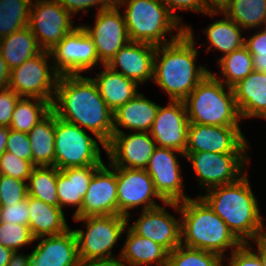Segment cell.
<instances>
[{
  "label": "cell",
  "mask_w": 266,
  "mask_h": 266,
  "mask_svg": "<svg viewBox=\"0 0 266 266\" xmlns=\"http://www.w3.org/2000/svg\"><path fill=\"white\" fill-rule=\"evenodd\" d=\"M28 208L30 210L29 228L35 240L44 238L46 235H59L69 229L60 207L28 195Z\"/></svg>",
  "instance_id": "25"
},
{
  "label": "cell",
  "mask_w": 266,
  "mask_h": 266,
  "mask_svg": "<svg viewBox=\"0 0 266 266\" xmlns=\"http://www.w3.org/2000/svg\"><path fill=\"white\" fill-rule=\"evenodd\" d=\"M258 245V256L261 260L262 266H266V235L255 240Z\"/></svg>",
  "instance_id": "51"
},
{
  "label": "cell",
  "mask_w": 266,
  "mask_h": 266,
  "mask_svg": "<svg viewBox=\"0 0 266 266\" xmlns=\"http://www.w3.org/2000/svg\"><path fill=\"white\" fill-rule=\"evenodd\" d=\"M184 156L192 162L200 184L211 188L239 180L246 160L242 153L185 152Z\"/></svg>",
  "instance_id": "12"
},
{
  "label": "cell",
  "mask_w": 266,
  "mask_h": 266,
  "mask_svg": "<svg viewBox=\"0 0 266 266\" xmlns=\"http://www.w3.org/2000/svg\"><path fill=\"white\" fill-rule=\"evenodd\" d=\"M42 50L29 27L0 39V52L10 70L19 67Z\"/></svg>",
  "instance_id": "30"
},
{
  "label": "cell",
  "mask_w": 266,
  "mask_h": 266,
  "mask_svg": "<svg viewBox=\"0 0 266 266\" xmlns=\"http://www.w3.org/2000/svg\"><path fill=\"white\" fill-rule=\"evenodd\" d=\"M9 136V128L0 126V157L6 151V144Z\"/></svg>",
  "instance_id": "52"
},
{
  "label": "cell",
  "mask_w": 266,
  "mask_h": 266,
  "mask_svg": "<svg viewBox=\"0 0 266 266\" xmlns=\"http://www.w3.org/2000/svg\"><path fill=\"white\" fill-rule=\"evenodd\" d=\"M33 167L31 161L18 158L8 151H5L0 157V175L25 181L28 180Z\"/></svg>",
  "instance_id": "40"
},
{
  "label": "cell",
  "mask_w": 266,
  "mask_h": 266,
  "mask_svg": "<svg viewBox=\"0 0 266 266\" xmlns=\"http://www.w3.org/2000/svg\"><path fill=\"white\" fill-rule=\"evenodd\" d=\"M219 62L223 75L227 77L225 83L230 88L254 71L253 58L245 45L224 55Z\"/></svg>",
  "instance_id": "36"
},
{
  "label": "cell",
  "mask_w": 266,
  "mask_h": 266,
  "mask_svg": "<svg viewBox=\"0 0 266 266\" xmlns=\"http://www.w3.org/2000/svg\"><path fill=\"white\" fill-rule=\"evenodd\" d=\"M97 14L93 28L83 27L93 39L98 58L105 66L130 39L124 17L120 15L116 4Z\"/></svg>",
  "instance_id": "16"
},
{
  "label": "cell",
  "mask_w": 266,
  "mask_h": 266,
  "mask_svg": "<svg viewBox=\"0 0 266 266\" xmlns=\"http://www.w3.org/2000/svg\"><path fill=\"white\" fill-rule=\"evenodd\" d=\"M51 110L58 118L89 129L104 149L113 133V112L100 95L92 78L81 75L59 76ZM60 104V105H59Z\"/></svg>",
  "instance_id": "1"
},
{
  "label": "cell",
  "mask_w": 266,
  "mask_h": 266,
  "mask_svg": "<svg viewBox=\"0 0 266 266\" xmlns=\"http://www.w3.org/2000/svg\"><path fill=\"white\" fill-rule=\"evenodd\" d=\"M206 9L209 12H217L218 10L222 11L230 2V0H204Z\"/></svg>",
  "instance_id": "49"
},
{
  "label": "cell",
  "mask_w": 266,
  "mask_h": 266,
  "mask_svg": "<svg viewBox=\"0 0 266 266\" xmlns=\"http://www.w3.org/2000/svg\"><path fill=\"white\" fill-rule=\"evenodd\" d=\"M114 133L110 142L106 145L110 166L145 169L157 148L154 139L148 135L149 132H135L126 135L113 123ZM128 163L127 165L125 164Z\"/></svg>",
  "instance_id": "13"
},
{
  "label": "cell",
  "mask_w": 266,
  "mask_h": 266,
  "mask_svg": "<svg viewBox=\"0 0 266 266\" xmlns=\"http://www.w3.org/2000/svg\"><path fill=\"white\" fill-rule=\"evenodd\" d=\"M28 189L25 181L10 176L0 175L1 206H11L27 198Z\"/></svg>",
  "instance_id": "39"
},
{
  "label": "cell",
  "mask_w": 266,
  "mask_h": 266,
  "mask_svg": "<svg viewBox=\"0 0 266 266\" xmlns=\"http://www.w3.org/2000/svg\"><path fill=\"white\" fill-rule=\"evenodd\" d=\"M165 204L177 208L183 215L181 223V237L184 235L185 239L183 246L205 250L222 257L226 248L232 247L234 251L243 244L201 196L198 200L188 198L183 201V206L180 208L179 203L165 202Z\"/></svg>",
  "instance_id": "4"
},
{
  "label": "cell",
  "mask_w": 266,
  "mask_h": 266,
  "mask_svg": "<svg viewBox=\"0 0 266 266\" xmlns=\"http://www.w3.org/2000/svg\"><path fill=\"white\" fill-rule=\"evenodd\" d=\"M0 126L8 127L20 96L10 88L0 89Z\"/></svg>",
  "instance_id": "44"
},
{
  "label": "cell",
  "mask_w": 266,
  "mask_h": 266,
  "mask_svg": "<svg viewBox=\"0 0 266 266\" xmlns=\"http://www.w3.org/2000/svg\"><path fill=\"white\" fill-rule=\"evenodd\" d=\"M99 149L82 127L61 120L55 114V167L62 170L102 165Z\"/></svg>",
  "instance_id": "8"
},
{
  "label": "cell",
  "mask_w": 266,
  "mask_h": 266,
  "mask_svg": "<svg viewBox=\"0 0 266 266\" xmlns=\"http://www.w3.org/2000/svg\"><path fill=\"white\" fill-rule=\"evenodd\" d=\"M159 105L145 99L143 94H137L133 99L113 112V121L118 125L139 132L150 131L158 112Z\"/></svg>",
  "instance_id": "27"
},
{
  "label": "cell",
  "mask_w": 266,
  "mask_h": 266,
  "mask_svg": "<svg viewBox=\"0 0 266 266\" xmlns=\"http://www.w3.org/2000/svg\"><path fill=\"white\" fill-rule=\"evenodd\" d=\"M130 229L138 236L146 237L164 247L168 252L182 244L181 223L158 206L143 210Z\"/></svg>",
  "instance_id": "20"
},
{
  "label": "cell",
  "mask_w": 266,
  "mask_h": 266,
  "mask_svg": "<svg viewBox=\"0 0 266 266\" xmlns=\"http://www.w3.org/2000/svg\"><path fill=\"white\" fill-rule=\"evenodd\" d=\"M47 56H51L50 52L42 50L19 67L11 70L8 88L20 97L40 98L52 104L54 101L52 94L55 95V91L52 92L51 89L56 90L59 75L53 74L54 77L50 75L46 62Z\"/></svg>",
  "instance_id": "9"
},
{
  "label": "cell",
  "mask_w": 266,
  "mask_h": 266,
  "mask_svg": "<svg viewBox=\"0 0 266 266\" xmlns=\"http://www.w3.org/2000/svg\"><path fill=\"white\" fill-rule=\"evenodd\" d=\"M188 120L199 125L239 127L240 117L232 88L225 92L221 81L210 72L183 100ZM190 103V104H189Z\"/></svg>",
  "instance_id": "5"
},
{
  "label": "cell",
  "mask_w": 266,
  "mask_h": 266,
  "mask_svg": "<svg viewBox=\"0 0 266 266\" xmlns=\"http://www.w3.org/2000/svg\"><path fill=\"white\" fill-rule=\"evenodd\" d=\"M75 220H87V232L73 230L77 240L78 256L83 266L117 260L111 257V249L127 226L126 217L105 215L80 217Z\"/></svg>",
  "instance_id": "7"
},
{
  "label": "cell",
  "mask_w": 266,
  "mask_h": 266,
  "mask_svg": "<svg viewBox=\"0 0 266 266\" xmlns=\"http://www.w3.org/2000/svg\"><path fill=\"white\" fill-rule=\"evenodd\" d=\"M34 7L36 10L31 5L28 27L39 46L50 51L75 29L71 24L74 22L70 20L71 14L56 0H37Z\"/></svg>",
  "instance_id": "11"
},
{
  "label": "cell",
  "mask_w": 266,
  "mask_h": 266,
  "mask_svg": "<svg viewBox=\"0 0 266 266\" xmlns=\"http://www.w3.org/2000/svg\"><path fill=\"white\" fill-rule=\"evenodd\" d=\"M6 151L32 162V147L27 133L9 129Z\"/></svg>",
  "instance_id": "43"
},
{
  "label": "cell",
  "mask_w": 266,
  "mask_h": 266,
  "mask_svg": "<svg viewBox=\"0 0 266 266\" xmlns=\"http://www.w3.org/2000/svg\"><path fill=\"white\" fill-rule=\"evenodd\" d=\"M28 195L59 207L57 195V167L34 166L28 178Z\"/></svg>",
  "instance_id": "32"
},
{
  "label": "cell",
  "mask_w": 266,
  "mask_h": 266,
  "mask_svg": "<svg viewBox=\"0 0 266 266\" xmlns=\"http://www.w3.org/2000/svg\"><path fill=\"white\" fill-rule=\"evenodd\" d=\"M105 68L93 81L109 109L114 112L138 94L137 83L106 65Z\"/></svg>",
  "instance_id": "26"
},
{
  "label": "cell",
  "mask_w": 266,
  "mask_h": 266,
  "mask_svg": "<svg viewBox=\"0 0 266 266\" xmlns=\"http://www.w3.org/2000/svg\"><path fill=\"white\" fill-rule=\"evenodd\" d=\"M222 12L243 29L266 25V0H230Z\"/></svg>",
  "instance_id": "33"
},
{
  "label": "cell",
  "mask_w": 266,
  "mask_h": 266,
  "mask_svg": "<svg viewBox=\"0 0 266 266\" xmlns=\"http://www.w3.org/2000/svg\"><path fill=\"white\" fill-rule=\"evenodd\" d=\"M121 254L122 260H126L131 266L147 265L154 262H157L158 266H167L169 252L156 242L138 236L129 228Z\"/></svg>",
  "instance_id": "29"
},
{
  "label": "cell",
  "mask_w": 266,
  "mask_h": 266,
  "mask_svg": "<svg viewBox=\"0 0 266 266\" xmlns=\"http://www.w3.org/2000/svg\"><path fill=\"white\" fill-rule=\"evenodd\" d=\"M8 266H29V255L22 256L13 251Z\"/></svg>",
  "instance_id": "50"
},
{
  "label": "cell",
  "mask_w": 266,
  "mask_h": 266,
  "mask_svg": "<svg viewBox=\"0 0 266 266\" xmlns=\"http://www.w3.org/2000/svg\"><path fill=\"white\" fill-rule=\"evenodd\" d=\"M35 240L28 225L0 222V244L12 251Z\"/></svg>",
  "instance_id": "38"
},
{
  "label": "cell",
  "mask_w": 266,
  "mask_h": 266,
  "mask_svg": "<svg viewBox=\"0 0 266 266\" xmlns=\"http://www.w3.org/2000/svg\"><path fill=\"white\" fill-rule=\"evenodd\" d=\"M29 266H83L74 231L41 240L29 255Z\"/></svg>",
  "instance_id": "22"
},
{
  "label": "cell",
  "mask_w": 266,
  "mask_h": 266,
  "mask_svg": "<svg viewBox=\"0 0 266 266\" xmlns=\"http://www.w3.org/2000/svg\"><path fill=\"white\" fill-rule=\"evenodd\" d=\"M30 210L28 208V196L17 204L0 207V222L7 224H21L29 226Z\"/></svg>",
  "instance_id": "42"
},
{
  "label": "cell",
  "mask_w": 266,
  "mask_h": 266,
  "mask_svg": "<svg viewBox=\"0 0 266 266\" xmlns=\"http://www.w3.org/2000/svg\"><path fill=\"white\" fill-rule=\"evenodd\" d=\"M118 215L128 218L127 210L145 204L143 210L158 207L151 199L159 197L152 178L145 169L116 167Z\"/></svg>",
  "instance_id": "17"
},
{
  "label": "cell",
  "mask_w": 266,
  "mask_h": 266,
  "mask_svg": "<svg viewBox=\"0 0 266 266\" xmlns=\"http://www.w3.org/2000/svg\"><path fill=\"white\" fill-rule=\"evenodd\" d=\"M174 151L176 150L157 147L145 170L152 178L156 193L162 201L179 203L189 197L183 194L180 167Z\"/></svg>",
  "instance_id": "18"
},
{
  "label": "cell",
  "mask_w": 266,
  "mask_h": 266,
  "mask_svg": "<svg viewBox=\"0 0 266 266\" xmlns=\"http://www.w3.org/2000/svg\"><path fill=\"white\" fill-rule=\"evenodd\" d=\"M101 165H89L59 170L57 168V195L59 207L77 205L76 216L81 211L83 197L86 194L94 172Z\"/></svg>",
  "instance_id": "24"
},
{
  "label": "cell",
  "mask_w": 266,
  "mask_h": 266,
  "mask_svg": "<svg viewBox=\"0 0 266 266\" xmlns=\"http://www.w3.org/2000/svg\"><path fill=\"white\" fill-rule=\"evenodd\" d=\"M128 3L124 20L131 42L155 46L168 44L164 34L178 28L179 19L158 0H116V6ZM166 42V43H164Z\"/></svg>",
  "instance_id": "6"
},
{
  "label": "cell",
  "mask_w": 266,
  "mask_h": 266,
  "mask_svg": "<svg viewBox=\"0 0 266 266\" xmlns=\"http://www.w3.org/2000/svg\"><path fill=\"white\" fill-rule=\"evenodd\" d=\"M201 198L242 243L248 244L247 238L256 240L266 235L246 175L234 183L208 188V194Z\"/></svg>",
  "instance_id": "3"
},
{
  "label": "cell",
  "mask_w": 266,
  "mask_h": 266,
  "mask_svg": "<svg viewBox=\"0 0 266 266\" xmlns=\"http://www.w3.org/2000/svg\"><path fill=\"white\" fill-rule=\"evenodd\" d=\"M49 52L57 61L54 70L50 69L59 76L79 75L99 61L94 41L83 26L75 27Z\"/></svg>",
  "instance_id": "10"
},
{
  "label": "cell",
  "mask_w": 266,
  "mask_h": 266,
  "mask_svg": "<svg viewBox=\"0 0 266 266\" xmlns=\"http://www.w3.org/2000/svg\"><path fill=\"white\" fill-rule=\"evenodd\" d=\"M264 29L245 40V46L253 58L254 71L259 72H266V27Z\"/></svg>",
  "instance_id": "41"
},
{
  "label": "cell",
  "mask_w": 266,
  "mask_h": 266,
  "mask_svg": "<svg viewBox=\"0 0 266 266\" xmlns=\"http://www.w3.org/2000/svg\"><path fill=\"white\" fill-rule=\"evenodd\" d=\"M155 52V45L130 41L114 55L106 66L137 84L145 82L148 78L153 80ZM117 65L121 67L120 72L116 70Z\"/></svg>",
  "instance_id": "21"
},
{
  "label": "cell",
  "mask_w": 266,
  "mask_h": 266,
  "mask_svg": "<svg viewBox=\"0 0 266 266\" xmlns=\"http://www.w3.org/2000/svg\"><path fill=\"white\" fill-rule=\"evenodd\" d=\"M31 99L36 100L37 103L31 102L27 98H19L13 110L9 129L28 133L51 111L52 104L49 101L34 97H31Z\"/></svg>",
  "instance_id": "31"
},
{
  "label": "cell",
  "mask_w": 266,
  "mask_h": 266,
  "mask_svg": "<svg viewBox=\"0 0 266 266\" xmlns=\"http://www.w3.org/2000/svg\"><path fill=\"white\" fill-rule=\"evenodd\" d=\"M67 12L76 13L79 10L101 4L100 10H106L116 4V0H56Z\"/></svg>",
  "instance_id": "45"
},
{
  "label": "cell",
  "mask_w": 266,
  "mask_h": 266,
  "mask_svg": "<svg viewBox=\"0 0 266 266\" xmlns=\"http://www.w3.org/2000/svg\"><path fill=\"white\" fill-rule=\"evenodd\" d=\"M163 4L170 12L177 9L194 10L210 15H214L216 12H209L206 9L204 0H158ZM164 2V3H163ZM171 7V8H170ZM172 9V10H170Z\"/></svg>",
  "instance_id": "47"
},
{
  "label": "cell",
  "mask_w": 266,
  "mask_h": 266,
  "mask_svg": "<svg viewBox=\"0 0 266 266\" xmlns=\"http://www.w3.org/2000/svg\"><path fill=\"white\" fill-rule=\"evenodd\" d=\"M31 4V0H0V39L28 27Z\"/></svg>",
  "instance_id": "34"
},
{
  "label": "cell",
  "mask_w": 266,
  "mask_h": 266,
  "mask_svg": "<svg viewBox=\"0 0 266 266\" xmlns=\"http://www.w3.org/2000/svg\"><path fill=\"white\" fill-rule=\"evenodd\" d=\"M232 90L241 118H266V72L252 71Z\"/></svg>",
  "instance_id": "23"
},
{
  "label": "cell",
  "mask_w": 266,
  "mask_h": 266,
  "mask_svg": "<svg viewBox=\"0 0 266 266\" xmlns=\"http://www.w3.org/2000/svg\"><path fill=\"white\" fill-rule=\"evenodd\" d=\"M84 266H125L120 260L105 261V262H95Z\"/></svg>",
  "instance_id": "54"
},
{
  "label": "cell",
  "mask_w": 266,
  "mask_h": 266,
  "mask_svg": "<svg viewBox=\"0 0 266 266\" xmlns=\"http://www.w3.org/2000/svg\"><path fill=\"white\" fill-rule=\"evenodd\" d=\"M222 257L205 250L179 245L168 254L167 266H222Z\"/></svg>",
  "instance_id": "37"
},
{
  "label": "cell",
  "mask_w": 266,
  "mask_h": 266,
  "mask_svg": "<svg viewBox=\"0 0 266 266\" xmlns=\"http://www.w3.org/2000/svg\"><path fill=\"white\" fill-rule=\"evenodd\" d=\"M34 166H55V113L51 110L28 133Z\"/></svg>",
  "instance_id": "28"
},
{
  "label": "cell",
  "mask_w": 266,
  "mask_h": 266,
  "mask_svg": "<svg viewBox=\"0 0 266 266\" xmlns=\"http://www.w3.org/2000/svg\"><path fill=\"white\" fill-rule=\"evenodd\" d=\"M102 164L93 174L83 197L81 211L74 218L118 215L116 167Z\"/></svg>",
  "instance_id": "19"
},
{
  "label": "cell",
  "mask_w": 266,
  "mask_h": 266,
  "mask_svg": "<svg viewBox=\"0 0 266 266\" xmlns=\"http://www.w3.org/2000/svg\"><path fill=\"white\" fill-rule=\"evenodd\" d=\"M189 120L183 101L172 100L167 107H160L149 131L151 137L162 148L185 154Z\"/></svg>",
  "instance_id": "14"
},
{
  "label": "cell",
  "mask_w": 266,
  "mask_h": 266,
  "mask_svg": "<svg viewBox=\"0 0 266 266\" xmlns=\"http://www.w3.org/2000/svg\"><path fill=\"white\" fill-rule=\"evenodd\" d=\"M170 43L156 46L153 79L170 95L172 100L183 101L210 72L205 67L196 68L193 35L187 26L178 29ZM157 65L155 58L160 57Z\"/></svg>",
  "instance_id": "2"
},
{
  "label": "cell",
  "mask_w": 266,
  "mask_h": 266,
  "mask_svg": "<svg viewBox=\"0 0 266 266\" xmlns=\"http://www.w3.org/2000/svg\"><path fill=\"white\" fill-rule=\"evenodd\" d=\"M246 245V243H243L232 252L229 266H262L259 256L251 252Z\"/></svg>",
  "instance_id": "46"
},
{
  "label": "cell",
  "mask_w": 266,
  "mask_h": 266,
  "mask_svg": "<svg viewBox=\"0 0 266 266\" xmlns=\"http://www.w3.org/2000/svg\"><path fill=\"white\" fill-rule=\"evenodd\" d=\"M13 251L0 244V266H8Z\"/></svg>",
  "instance_id": "53"
},
{
  "label": "cell",
  "mask_w": 266,
  "mask_h": 266,
  "mask_svg": "<svg viewBox=\"0 0 266 266\" xmlns=\"http://www.w3.org/2000/svg\"><path fill=\"white\" fill-rule=\"evenodd\" d=\"M10 72L11 70L0 52V89L8 88Z\"/></svg>",
  "instance_id": "48"
},
{
  "label": "cell",
  "mask_w": 266,
  "mask_h": 266,
  "mask_svg": "<svg viewBox=\"0 0 266 266\" xmlns=\"http://www.w3.org/2000/svg\"><path fill=\"white\" fill-rule=\"evenodd\" d=\"M240 26L226 16V19L212 23L206 31L211 45L225 55L245 45L240 34Z\"/></svg>",
  "instance_id": "35"
},
{
  "label": "cell",
  "mask_w": 266,
  "mask_h": 266,
  "mask_svg": "<svg viewBox=\"0 0 266 266\" xmlns=\"http://www.w3.org/2000/svg\"><path fill=\"white\" fill-rule=\"evenodd\" d=\"M246 144L239 127L189 123L185 152L242 153Z\"/></svg>",
  "instance_id": "15"
}]
</instances>
